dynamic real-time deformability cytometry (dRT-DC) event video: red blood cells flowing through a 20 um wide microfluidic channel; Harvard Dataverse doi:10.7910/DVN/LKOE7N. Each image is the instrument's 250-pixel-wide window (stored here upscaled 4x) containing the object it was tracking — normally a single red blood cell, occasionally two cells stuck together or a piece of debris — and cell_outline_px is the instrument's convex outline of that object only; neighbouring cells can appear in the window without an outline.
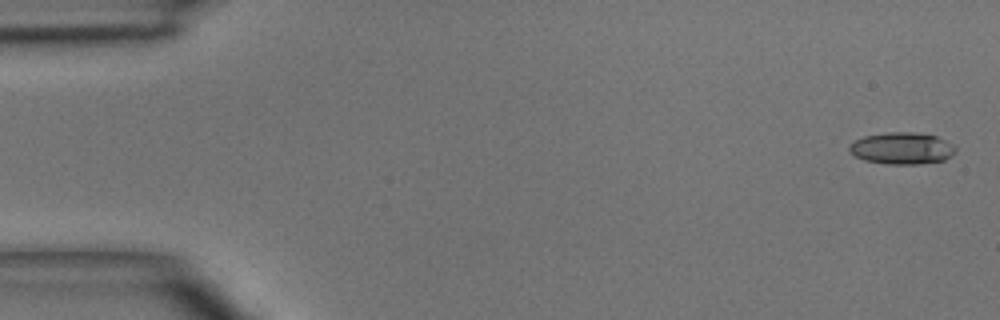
{"species": "common noctule bat (a hibernating species)", "species_latin": "Nyctalus noctula", "temperature_condition": "room temperature", "stored_images_in_passage": 7, "camera_frame_rate_fps": 3000, "um_per_image_px": 0.085, "animal": {"sex": "male", "body_mass_g": 15.6}, "frame": {"image": 1, "passage_image": 1, "time_ms": 0.0, "image_size_px": [1000, 320], "cell_outline_px": [[956, 148], [952, 156], [944, 160], [920, 164], [888, 164], [864, 160], [856, 156], [848, 148], [848, 144], [864, 136], [888, 132], [912, 132], [936, 136], [952, 144]], "centroid_in_image_um": [76.66, 12.61], "position_along_channel_um": 8.3, "area_um2": 19.59}}
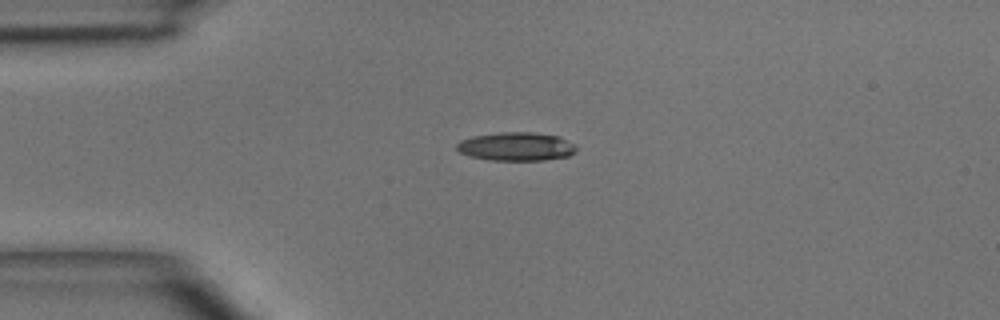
{"frame": {"image": 2, "passage_image": 4, "time_ms": 3.333, "image_size_px": [1000, 320], "cell_outline_px": [[576, 148], [568, 156], [544, 160], [488, 160], [468, 156], [460, 152], [456, 148], [456, 144], [460, 140], [472, 136], [500, 132], [532, 132], [560, 136], [576, 144]], "centroid_in_image_um": [43.86, 12.45], "position_along_channel_um": 41.1, "area_um2": 20.0}}
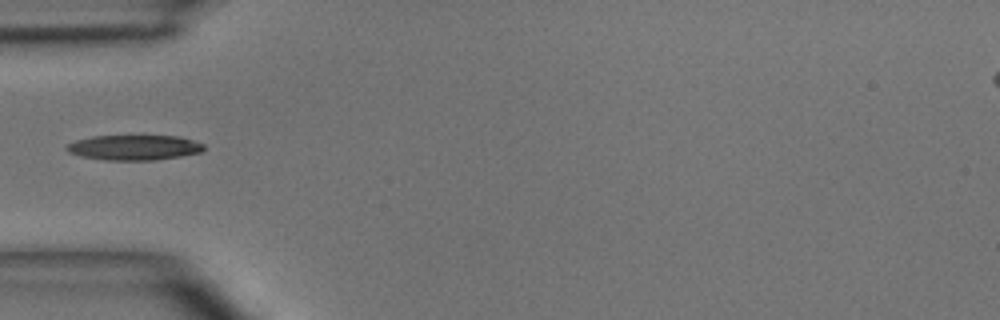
{"frame": {"image": 3, "passage_image": 5, "time_ms": 4.667, "image_size_px": [1000, 320], "cell_outline_px": [[204, 148], [200, 152], [180, 156], [156, 160], [104, 160], [80, 156], [68, 152], [64, 148], [68, 144], [76, 140], [92, 136], [180, 136], [204, 144]], "centroid_in_image_um": [11.37, 12.54], "position_along_channel_um": 73.6, "area_um2": 20.06}}